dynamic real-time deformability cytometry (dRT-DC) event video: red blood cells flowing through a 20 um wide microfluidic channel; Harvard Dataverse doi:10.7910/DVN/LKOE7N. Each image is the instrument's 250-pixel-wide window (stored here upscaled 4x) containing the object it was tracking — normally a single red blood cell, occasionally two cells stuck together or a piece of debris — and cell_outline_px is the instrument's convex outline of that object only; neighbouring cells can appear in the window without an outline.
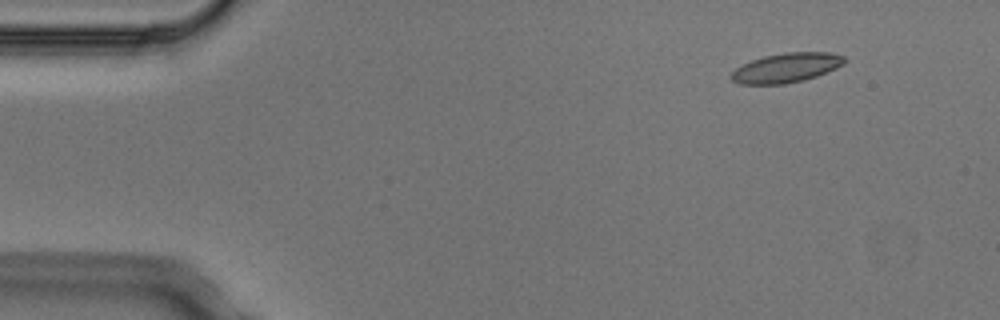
{"species": "Egyptian fruit bat (a non-hibernating species)", "species_latin": "Rousettus aegyptiacus", "temperature_condition": "cold", "stored_images_in_passage": 5, "camera_frame_rate_fps": 3000, "um_per_image_px": 0.085, "animal": {"sex": "male"}, "frame": {"image": 1, "passage_image": 1, "time_ms": 0.0, "image_size_px": [1000, 320], "cell_outline_px": [[848, 60], [844, 64], [836, 68], [816, 76], [804, 80], [784, 84], [740, 84], [732, 80], [728, 76], [736, 68], [752, 60], [764, 56], [784, 52], [832, 52], [844, 56]], "centroid_in_image_um": [66.86, 5.75], "position_along_channel_um": 18.1, "area_um2": 19.54}}
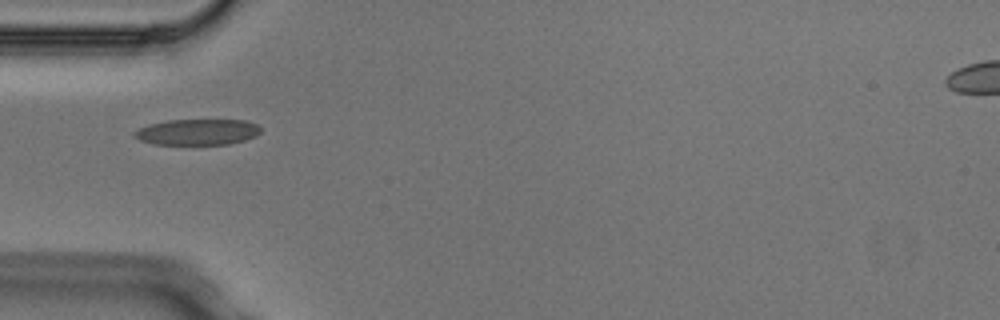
{"frame": {"image": 2, "passage_image": 4, "time_ms": 1.0, "image_size_px": [1000, 320], "cell_outline_px": [[260, 132], [256, 136], [244, 140], [228, 144], [152, 144], [140, 140], [132, 136], [132, 132], [148, 124], [168, 120], [244, 120], [256, 124], [260, 128]], "centroid_in_image_um": [16.74, 11.22], "position_along_channel_um": 68.3, "area_um2": 19.07}}
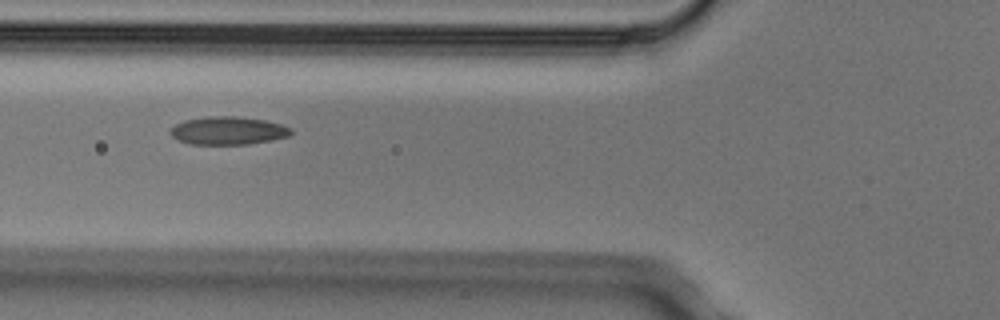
{"frame": {"image": 3, "passage_image": 5, "time_ms": 1.333, "image_size_px": [1000, 320], "cell_outline_px": [[292, 136], [272, 140], [248, 144], [188, 144], [172, 136], [172, 128], [176, 124], [184, 120], [208, 116], [236, 116], [264, 120], [280, 124], [292, 128]], "centroid_in_image_um": [19.43, 11.1], "position_along_channel_um": 106.4, "area_um2": 19.65}}